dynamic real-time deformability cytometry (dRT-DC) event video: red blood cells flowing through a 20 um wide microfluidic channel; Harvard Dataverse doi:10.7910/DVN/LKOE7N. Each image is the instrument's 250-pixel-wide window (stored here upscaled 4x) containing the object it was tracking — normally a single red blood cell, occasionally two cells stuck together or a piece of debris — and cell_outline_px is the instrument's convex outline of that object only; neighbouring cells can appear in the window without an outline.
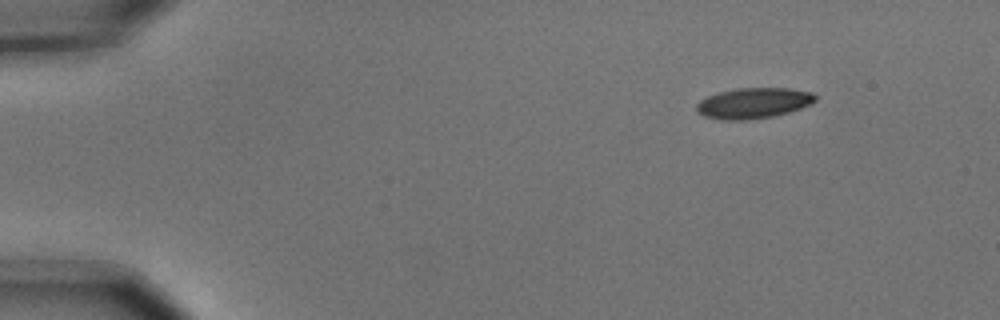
{"species": "common noctule bat (a hibernating species)", "species_latin": "Nyctalus noctula", "temperature_condition": "cold", "stored_images_in_passage": 4, "camera_frame_rate_fps": 3000, "um_per_image_px": 0.085, "animal": {"sex": "male", "body_mass_g": 15.6}, "frame": {"image": 1, "passage_image": 1, "time_ms": 0.0, "image_size_px": [1000, 320], "cell_outline_px": [[816, 100], [812, 104], [788, 112], [772, 116], [744, 120], [720, 120], [704, 116], [696, 108], [696, 104], [700, 100], [708, 96], [720, 92], [736, 88], [788, 88], [812, 92], [816, 96]], "centroid_in_image_um": [64.05, 8.76], "position_along_channel_um": 20.9, "area_um2": 21.1}}